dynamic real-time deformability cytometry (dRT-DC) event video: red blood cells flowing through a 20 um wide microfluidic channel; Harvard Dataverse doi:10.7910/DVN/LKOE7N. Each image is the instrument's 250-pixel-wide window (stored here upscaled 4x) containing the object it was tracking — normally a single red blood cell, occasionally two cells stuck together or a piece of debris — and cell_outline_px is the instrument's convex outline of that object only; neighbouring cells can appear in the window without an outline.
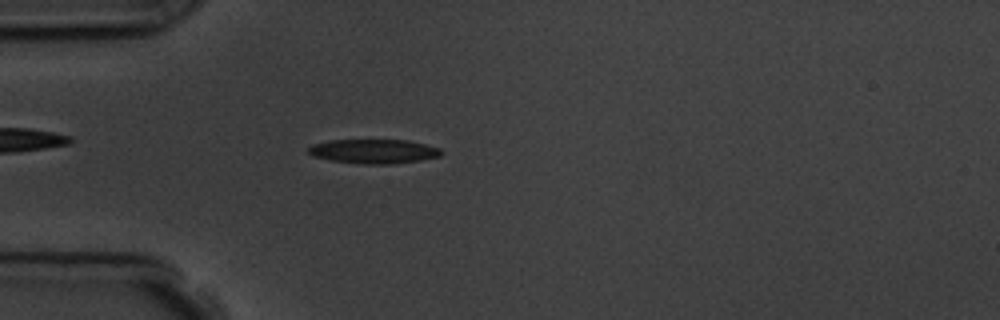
{"species": "common noctule bat (a hibernating species)", "species_latin": "Nyctalus noctula", "temperature_condition": "room temperature", "stored_images_in_passage": 5, "camera_frame_rate_fps": 3000, "um_per_image_px": 0.085, "animal": {"sex": "male", "body_mass_g": 19.5, "forearm_length_mm": 54.6}, "frame": {"image": 1, "passage_image": 5, "time_ms": 4.667, "image_size_px": [1000, 320], "cell_outline_px": [[444, 152], [440, 156], [420, 160], [392, 164], [364, 164], [332, 160], [312, 156], [308, 152], [308, 148], [312, 144], [328, 140], [408, 140], [440, 148]], "centroid_in_image_um": [31.77, 12.86], "position_along_channel_um": 53.2, "area_um2": 18.79}}